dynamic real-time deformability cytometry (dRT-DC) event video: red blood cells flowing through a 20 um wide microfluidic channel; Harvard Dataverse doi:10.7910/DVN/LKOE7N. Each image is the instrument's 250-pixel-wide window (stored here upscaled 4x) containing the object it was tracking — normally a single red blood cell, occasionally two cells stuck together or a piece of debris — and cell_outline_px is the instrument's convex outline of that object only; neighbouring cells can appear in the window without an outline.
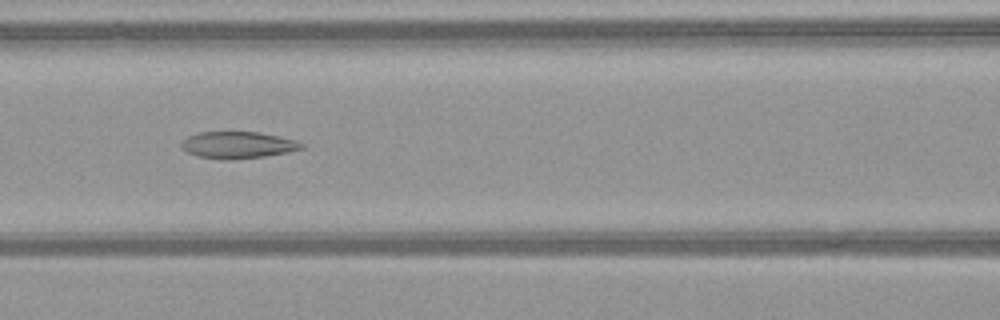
{"species": "common noctule bat (a hibernating species)", "species_latin": "Nyctalus noctula", "temperature_condition": "warm", "stored_images_in_passage": 45, "camera_frame_rate_fps": 3000, "um_per_image_px": 0.085, "animal": {"sex": "female", "body_mass_g": 21.9}, "frame": {"image": 1, "passage_image": 18, "time_ms": 5.667, "image_size_px": [1000, 320], "cell_outline_px": [[304, 148], [288, 152], [264, 156], [228, 160], [220, 160], [200, 156], [188, 152], [180, 148], [180, 144], [188, 136], [200, 132], [256, 132], [280, 136], [296, 140], [304, 144]], "centroid_in_image_um": [20.22, 12.32], "position_along_channel_um": 146.4, "area_um2": 18.73}}
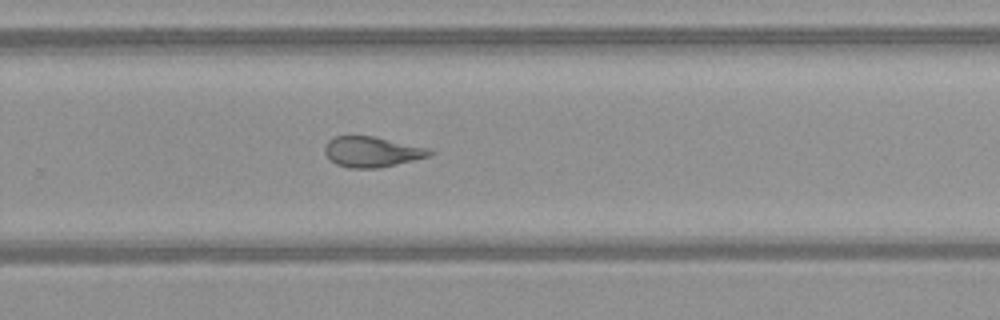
{"frame": {"image": 2, "passage_image": 29, "time_ms": 9.333, "image_size_px": [1000, 320], "cell_outline_px": [[436, 152], [432, 156], [396, 164], [376, 168], [348, 168], [336, 164], [324, 152], [324, 148], [328, 140], [336, 136], [372, 136], [432, 148]], "centroid_in_image_um": [31.68, 12.9], "position_along_channel_um": 298.1, "area_um2": 18.73}}
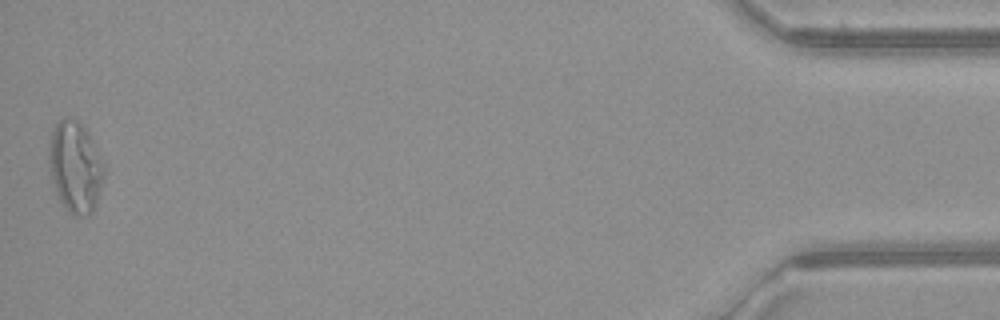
{"frame": {"image": 3, "passage_image": 45, "time_ms": 14.667, "image_size_px": [1000, 320], "cell_outline_px": [[104, 176], [96, 204], [92, 212], [88, 216], [72, 216], [68, 212], [60, 200], [48, 164], [48, 144], [52, 132], [56, 124], [64, 116], [68, 116], [80, 120], [84, 124], [104, 160]], "centroid_in_image_um": [6.42, 14.14], "position_along_channel_um": 428.8, "area_um2": 29.77}, "authors_computed_cell_mechanics": {"area_um2": 20.7502, "velocity_mm_per_s": 4.1551, "shape_relaxation_time_tau1_ms": null, "shape_relaxation_time_tau2_ms": 3.0102, "deformation_change_tau1": null, "deformation_change_tau2": 0.1308}}